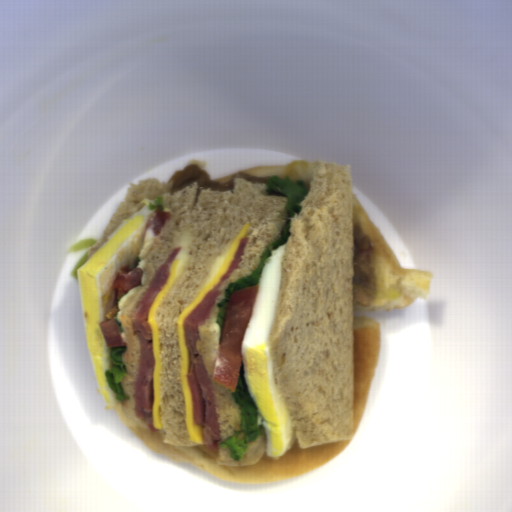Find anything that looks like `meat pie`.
Wrapping results in <instances>:
<instances>
[{
	"mask_svg": "<svg viewBox=\"0 0 512 512\" xmlns=\"http://www.w3.org/2000/svg\"><path fill=\"white\" fill-rule=\"evenodd\" d=\"M272 177V176H270ZM270 177H260L244 172L234 174L230 182L213 181L207 171L203 170L201 166L190 164L178 171L173 180L172 190L170 194L183 190L189 184L198 182L199 186L211 187L212 191H230L234 189L235 178H246L252 182L266 183Z\"/></svg>",
	"mask_w": 512,
	"mask_h": 512,
	"instance_id": "meat-pie-1",
	"label": "meat pie"
}]
</instances>
